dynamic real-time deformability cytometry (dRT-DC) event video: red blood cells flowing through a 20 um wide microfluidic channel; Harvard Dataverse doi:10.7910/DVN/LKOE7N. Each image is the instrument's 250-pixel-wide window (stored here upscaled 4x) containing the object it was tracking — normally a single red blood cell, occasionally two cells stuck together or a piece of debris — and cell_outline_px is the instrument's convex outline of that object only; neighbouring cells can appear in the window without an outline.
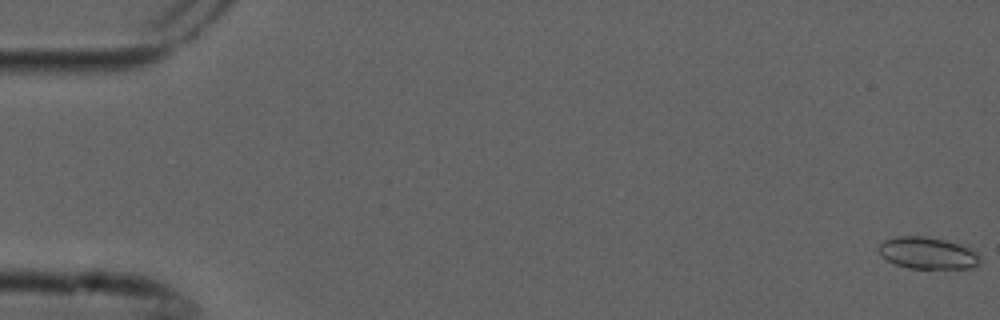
{"species": "common noctule bat (a hibernating species)", "species_latin": "Nyctalus noctula", "temperature_condition": "cold", "stored_images_in_passage": 6, "camera_frame_rate_fps": 3000, "um_per_image_px": 0.085, "animal": {"sex": "male", "forearm_length_mm": 52.5}, "frame": {"image": 1, "passage_image": 1, "time_ms": 0.0, "image_size_px": [1000, 320], "cell_outline_px": [[980, 264], [972, 268], [908, 268], [896, 264], [880, 256], [876, 248], [884, 240], [896, 236], [928, 236], [968, 244], [980, 252]], "centroid_in_image_um": [78.93, 21.48], "position_along_channel_um": 6.1, "area_um2": 19.54}}
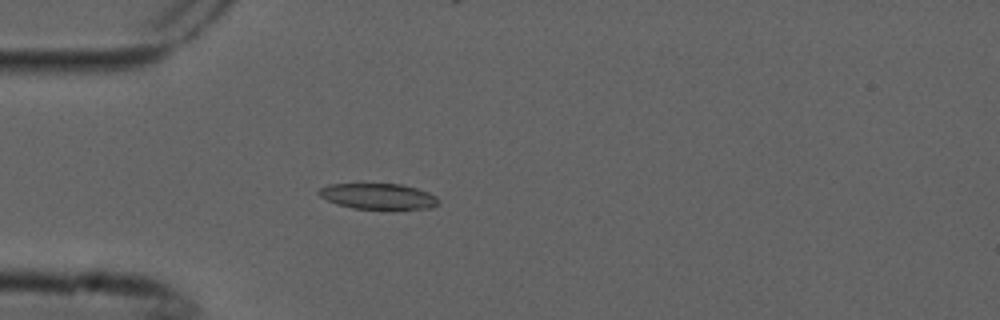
{"frame": {"image": 2, "passage_image": 5, "time_ms": 1.333, "image_size_px": [1000, 320], "cell_outline_px": [[440, 204], [432, 208], [392, 212], [352, 208], [336, 204], [320, 196], [316, 192], [320, 188], [328, 184], [360, 180], [404, 184], [428, 192], [436, 196], [440, 200]], "centroid_in_image_um": [32.16, 16.67], "position_along_channel_um": 52.8, "area_um2": 20.11}}